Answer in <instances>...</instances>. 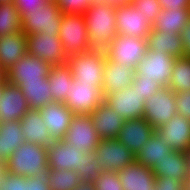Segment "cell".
<instances>
[{
	"label": "cell",
	"mask_w": 190,
	"mask_h": 190,
	"mask_svg": "<svg viewBox=\"0 0 190 190\" xmlns=\"http://www.w3.org/2000/svg\"><path fill=\"white\" fill-rule=\"evenodd\" d=\"M145 101V97L138 92L137 87L132 86L104 97V102L124 120L143 118Z\"/></svg>",
	"instance_id": "5bb4252c"
},
{
	"label": "cell",
	"mask_w": 190,
	"mask_h": 190,
	"mask_svg": "<svg viewBox=\"0 0 190 190\" xmlns=\"http://www.w3.org/2000/svg\"><path fill=\"white\" fill-rule=\"evenodd\" d=\"M39 111L53 140L64 139L75 114L62 102L48 103Z\"/></svg>",
	"instance_id": "e0dca14e"
},
{
	"label": "cell",
	"mask_w": 190,
	"mask_h": 190,
	"mask_svg": "<svg viewBox=\"0 0 190 190\" xmlns=\"http://www.w3.org/2000/svg\"><path fill=\"white\" fill-rule=\"evenodd\" d=\"M168 87L175 93L190 90V58H175Z\"/></svg>",
	"instance_id": "836d02e7"
},
{
	"label": "cell",
	"mask_w": 190,
	"mask_h": 190,
	"mask_svg": "<svg viewBox=\"0 0 190 190\" xmlns=\"http://www.w3.org/2000/svg\"><path fill=\"white\" fill-rule=\"evenodd\" d=\"M0 190H25V177L8 173L6 179L0 184Z\"/></svg>",
	"instance_id": "7bdbcfd3"
},
{
	"label": "cell",
	"mask_w": 190,
	"mask_h": 190,
	"mask_svg": "<svg viewBox=\"0 0 190 190\" xmlns=\"http://www.w3.org/2000/svg\"><path fill=\"white\" fill-rule=\"evenodd\" d=\"M49 0H13L15 7L21 16V19L29 12L41 10Z\"/></svg>",
	"instance_id": "ab89813d"
},
{
	"label": "cell",
	"mask_w": 190,
	"mask_h": 190,
	"mask_svg": "<svg viewBox=\"0 0 190 190\" xmlns=\"http://www.w3.org/2000/svg\"><path fill=\"white\" fill-rule=\"evenodd\" d=\"M175 98L176 96L173 90L169 87H162L158 92L146 99L143 118L154 129L167 123L177 114Z\"/></svg>",
	"instance_id": "8fae6325"
},
{
	"label": "cell",
	"mask_w": 190,
	"mask_h": 190,
	"mask_svg": "<svg viewBox=\"0 0 190 190\" xmlns=\"http://www.w3.org/2000/svg\"><path fill=\"white\" fill-rule=\"evenodd\" d=\"M172 151L168 141L155 131L135 155V158L138 163L153 170L156 163L163 161Z\"/></svg>",
	"instance_id": "4316f807"
},
{
	"label": "cell",
	"mask_w": 190,
	"mask_h": 190,
	"mask_svg": "<svg viewBox=\"0 0 190 190\" xmlns=\"http://www.w3.org/2000/svg\"><path fill=\"white\" fill-rule=\"evenodd\" d=\"M132 87H137L138 92L145 97L150 98L154 93L158 92L163 86L154 80L144 78V75H135Z\"/></svg>",
	"instance_id": "f35d334b"
},
{
	"label": "cell",
	"mask_w": 190,
	"mask_h": 190,
	"mask_svg": "<svg viewBox=\"0 0 190 190\" xmlns=\"http://www.w3.org/2000/svg\"><path fill=\"white\" fill-rule=\"evenodd\" d=\"M98 1L108 3L113 7H120L122 5H127L132 3V0H98Z\"/></svg>",
	"instance_id": "7dc6e473"
},
{
	"label": "cell",
	"mask_w": 190,
	"mask_h": 190,
	"mask_svg": "<svg viewBox=\"0 0 190 190\" xmlns=\"http://www.w3.org/2000/svg\"><path fill=\"white\" fill-rule=\"evenodd\" d=\"M93 185L96 190H123L118 173L113 171H102Z\"/></svg>",
	"instance_id": "d590c367"
},
{
	"label": "cell",
	"mask_w": 190,
	"mask_h": 190,
	"mask_svg": "<svg viewBox=\"0 0 190 190\" xmlns=\"http://www.w3.org/2000/svg\"><path fill=\"white\" fill-rule=\"evenodd\" d=\"M19 121L25 142L44 147H48L54 142L39 110L30 109Z\"/></svg>",
	"instance_id": "cb8c5ba5"
},
{
	"label": "cell",
	"mask_w": 190,
	"mask_h": 190,
	"mask_svg": "<svg viewBox=\"0 0 190 190\" xmlns=\"http://www.w3.org/2000/svg\"><path fill=\"white\" fill-rule=\"evenodd\" d=\"M25 190H50L45 175L25 177Z\"/></svg>",
	"instance_id": "ee69618b"
},
{
	"label": "cell",
	"mask_w": 190,
	"mask_h": 190,
	"mask_svg": "<svg viewBox=\"0 0 190 190\" xmlns=\"http://www.w3.org/2000/svg\"><path fill=\"white\" fill-rule=\"evenodd\" d=\"M103 101L102 85L83 84L73 79L64 104L74 114L91 115Z\"/></svg>",
	"instance_id": "ba28073f"
},
{
	"label": "cell",
	"mask_w": 190,
	"mask_h": 190,
	"mask_svg": "<svg viewBox=\"0 0 190 190\" xmlns=\"http://www.w3.org/2000/svg\"><path fill=\"white\" fill-rule=\"evenodd\" d=\"M105 62V50L97 49L73 55L67 59L73 79L83 84L93 85L103 84Z\"/></svg>",
	"instance_id": "277c9868"
},
{
	"label": "cell",
	"mask_w": 190,
	"mask_h": 190,
	"mask_svg": "<svg viewBox=\"0 0 190 190\" xmlns=\"http://www.w3.org/2000/svg\"><path fill=\"white\" fill-rule=\"evenodd\" d=\"M115 14L116 7L98 0L85 11L91 49L105 50L118 35Z\"/></svg>",
	"instance_id": "7a4b0ae2"
},
{
	"label": "cell",
	"mask_w": 190,
	"mask_h": 190,
	"mask_svg": "<svg viewBox=\"0 0 190 190\" xmlns=\"http://www.w3.org/2000/svg\"><path fill=\"white\" fill-rule=\"evenodd\" d=\"M93 155L102 171L119 172L136 160L135 154L118 139H100Z\"/></svg>",
	"instance_id": "9c48e42d"
},
{
	"label": "cell",
	"mask_w": 190,
	"mask_h": 190,
	"mask_svg": "<svg viewBox=\"0 0 190 190\" xmlns=\"http://www.w3.org/2000/svg\"><path fill=\"white\" fill-rule=\"evenodd\" d=\"M154 132L145 118L130 119L124 121L117 139L136 155Z\"/></svg>",
	"instance_id": "ffe728a7"
},
{
	"label": "cell",
	"mask_w": 190,
	"mask_h": 190,
	"mask_svg": "<svg viewBox=\"0 0 190 190\" xmlns=\"http://www.w3.org/2000/svg\"><path fill=\"white\" fill-rule=\"evenodd\" d=\"M136 10H140L148 22L153 24L159 12L162 10L158 0H132L131 3Z\"/></svg>",
	"instance_id": "8d00e7d4"
},
{
	"label": "cell",
	"mask_w": 190,
	"mask_h": 190,
	"mask_svg": "<svg viewBox=\"0 0 190 190\" xmlns=\"http://www.w3.org/2000/svg\"><path fill=\"white\" fill-rule=\"evenodd\" d=\"M90 116L100 139L118 138L125 120L107 103L103 101Z\"/></svg>",
	"instance_id": "603a6c76"
},
{
	"label": "cell",
	"mask_w": 190,
	"mask_h": 190,
	"mask_svg": "<svg viewBox=\"0 0 190 190\" xmlns=\"http://www.w3.org/2000/svg\"><path fill=\"white\" fill-rule=\"evenodd\" d=\"M21 16L13 2L0 3V36L21 31Z\"/></svg>",
	"instance_id": "e575fe53"
},
{
	"label": "cell",
	"mask_w": 190,
	"mask_h": 190,
	"mask_svg": "<svg viewBox=\"0 0 190 190\" xmlns=\"http://www.w3.org/2000/svg\"><path fill=\"white\" fill-rule=\"evenodd\" d=\"M27 53L31 54L51 66L67 64L59 33H35L27 35Z\"/></svg>",
	"instance_id": "52a82bcc"
},
{
	"label": "cell",
	"mask_w": 190,
	"mask_h": 190,
	"mask_svg": "<svg viewBox=\"0 0 190 190\" xmlns=\"http://www.w3.org/2000/svg\"><path fill=\"white\" fill-rule=\"evenodd\" d=\"M177 113L190 120V90L175 93Z\"/></svg>",
	"instance_id": "60d3db41"
},
{
	"label": "cell",
	"mask_w": 190,
	"mask_h": 190,
	"mask_svg": "<svg viewBox=\"0 0 190 190\" xmlns=\"http://www.w3.org/2000/svg\"><path fill=\"white\" fill-rule=\"evenodd\" d=\"M47 147L24 142L5 163L8 173L26 178L45 175L48 170Z\"/></svg>",
	"instance_id": "3957f363"
},
{
	"label": "cell",
	"mask_w": 190,
	"mask_h": 190,
	"mask_svg": "<svg viewBox=\"0 0 190 190\" xmlns=\"http://www.w3.org/2000/svg\"><path fill=\"white\" fill-rule=\"evenodd\" d=\"M18 87L26 97L30 109L39 110L48 103L54 102L48 77H44L40 81L21 82Z\"/></svg>",
	"instance_id": "f546056e"
},
{
	"label": "cell",
	"mask_w": 190,
	"mask_h": 190,
	"mask_svg": "<svg viewBox=\"0 0 190 190\" xmlns=\"http://www.w3.org/2000/svg\"><path fill=\"white\" fill-rule=\"evenodd\" d=\"M156 176L174 178L185 183L190 174L189 158L186 152L172 151L153 169Z\"/></svg>",
	"instance_id": "484cf974"
},
{
	"label": "cell",
	"mask_w": 190,
	"mask_h": 190,
	"mask_svg": "<svg viewBox=\"0 0 190 190\" xmlns=\"http://www.w3.org/2000/svg\"><path fill=\"white\" fill-rule=\"evenodd\" d=\"M48 169L76 171L82 182L93 183L102 173L99 162L93 153H86L61 140L47 147Z\"/></svg>",
	"instance_id": "6da1fadb"
},
{
	"label": "cell",
	"mask_w": 190,
	"mask_h": 190,
	"mask_svg": "<svg viewBox=\"0 0 190 190\" xmlns=\"http://www.w3.org/2000/svg\"><path fill=\"white\" fill-rule=\"evenodd\" d=\"M117 173L123 190H154L156 175L136 160Z\"/></svg>",
	"instance_id": "7402d4cb"
},
{
	"label": "cell",
	"mask_w": 190,
	"mask_h": 190,
	"mask_svg": "<svg viewBox=\"0 0 190 190\" xmlns=\"http://www.w3.org/2000/svg\"><path fill=\"white\" fill-rule=\"evenodd\" d=\"M29 110L27 99L21 89L6 81L0 100V122L20 120Z\"/></svg>",
	"instance_id": "d6986e66"
},
{
	"label": "cell",
	"mask_w": 190,
	"mask_h": 190,
	"mask_svg": "<svg viewBox=\"0 0 190 190\" xmlns=\"http://www.w3.org/2000/svg\"><path fill=\"white\" fill-rule=\"evenodd\" d=\"M86 153H94L100 137L90 115L75 114L63 139Z\"/></svg>",
	"instance_id": "4fadbf2b"
},
{
	"label": "cell",
	"mask_w": 190,
	"mask_h": 190,
	"mask_svg": "<svg viewBox=\"0 0 190 190\" xmlns=\"http://www.w3.org/2000/svg\"><path fill=\"white\" fill-rule=\"evenodd\" d=\"M4 77V72L0 69V79Z\"/></svg>",
	"instance_id": "11a10c76"
},
{
	"label": "cell",
	"mask_w": 190,
	"mask_h": 190,
	"mask_svg": "<svg viewBox=\"0 0 190 190\" xmlns=\"http://www.w3.org/2000/svg\"><path fill=\"white\" fill-rule=\"evenodd\" d=\"M183 188H184L183 190H190V174L187 180L185 181Z\"/></svg>",
	"instance_id": "816d5d0a"
},
{
	"label": "cell",
	"mask_w": 190,
	"mask_h": 190,
	"mask_svg": "<svg viewBox=\"0 0 190 190\" xmlns=\"http://www.w3.org/2000/svg\"><path fill=\"white\" fill-rule=\"evenodd\" d=\"M59 38L67 58L92 50L83 14H62Z\"/></svg>",
	"instance_id": "5b68a950"
},
{
	"label": "cell",
	"mask_w": 190,
	"mask_h": 190,
	"mask_svg": "<svg viewBox=\"0 0 190 190\" xmlns=\"http://www.w3.org/2000/svg\"><path fill=\"white\" fill-rule=\"evenodd\" d=\"M115 19L118 34L147 39L152 31V24L132 4L116 7Z\"/></svg>",
	"instance_id": "2e32d148"
},
{
	"label": "cell",
	"mask_w": 190,
	"mask_h": 190,
	"mask_svg": "<svg viewBox=\"0 0 190 190\" xmlns=\"http://www.w3.org/2000/svg\"><path fill=\"white\" fill-rule=\"evenodd\" d=\"M147 47L157 52L162 50L174 58L183 57L184 54L181 36L176 33L151 31L147 37Z\"/></svg>",
	"instance_id": "4dcf8cb0"
},
{
	"label": "cell",
	"mask_w": 190,
	"mask_h": 190,
	"mask_svg": "<svg viewBox=\"0 0 190 190\" xmlns=\"http://www.w3.org/2000/svg\"><path fill=\"white\" fill-rule=\"evenodd\" d=\"M180 36L182 39V46L184 49L183 57L190 58V20L183 27L182 31L180 32Z\"/></svg>",
	"instance_id": "f6af8a7d"
},
{
	"label": "cell",
	"mask_w": 190,
	"mask_h": 190,
	"mask_svg": "<svg viewBox=\"0 0 190 190\" xmlns=\"http://www.w3.org/2000/svg\"><path fill=\"white\" fill-rule=\"evenodd\" d=\"M45 179L50 190H73L82 182L76 171L68 169H48L45 173Z\"/></svg>",
	"instance_id": "d6a6232c"
},
{
	"label": "cell",
	"mask_w": 190,
	"mask_h": 190,
	"mask_svg": "<svg viewBox=\"0 0 190 190\" xmlns=\"http://www.w3.org/2000/svg\"><path fill=\"white\" fill-rule=\"evenodd\" d=\"M50 70L49 63L26 53L4 73V76L8 83L18 86L21 82L40 81L48 77Z\"/></svg>",
	"instance_id": "9a60e30c"
},
{
	"label": "cell",
	"mask_w": 190,
	"mask_h": 190,
	"mask_svg": "<svg viewBox=\"0 0 190 190\" xmlns=\"http://www.w3.org/2000/svg\"><path fill=\"white\" fill-rule=\"evenodd\" d=\"M155 131L168 141L173 151L187 152L190 149V120L176 114Z\"/></svg>",
	"instance_id": "ac0fdd59"
},
{
	"label": "cell",
	"mask_w": 190,
	"mask_h": 190,
	"mask_svg": "<svg viewBox=\"0 0 190 190\" xmlns=\"http://www.w3.org/2000/svg\"><path fill=\"white\" fill-rule=\"evenodd\" d=\"M6 82V78L5 76L0 79V100H1V96H2V91H3V84Z\"/></svg>",
	"instance_id": "f907efd6"
},
{
	"label": "cell",
	"mask_w": 190,
	"mask_h": 190,
	"mask_svg": "<svg viewBox=\"0 0 190 190\" xmlns=\"http://www.w3.org/2000/svg\"><path fill=\"white\" fill-rule=\"evenodd\" d=\"M13 2V0H0V3Z\"/></svg>",
	"instance_id": "db71d44e"
},
{
	"label": "cell",
	"mask_w": 190,
	"mask_h": 190,
	"mask_svg": "<svg viewBox=\"0 0 190 190\" xmlns=\"http://www.w3.org/2000/svg\"><path fill=\"white\" fill-rule=\"evenodd\" d=\"M8 171L6 170L3 163L0 162V184L6 179Z\"/></svg>",
	"instance_id": "681fc988"
},
{
	"label": "cell",
	"mask_w": 190,
	"mask_h": 190,
	"mask_svg": "<svg viewBox=\"0 0 190 190\" xmlns=\"http://www.w3.org/2000/svg\"><path fill=\"white\" fill-rule=\"evenodd\" d=\"M184 184L174 178L160 177L155 178L154 190H183Z\"/></svg>",
	"instance_id": "b9f144b4"
},
{
	"label": "cell",
	"mask_w": 190,
	"mask_h": 190,
	"mask_svg": "<svg viewBox=\"0 0 190 190\" xmlns=\"http://www.w3.org/2000/svg\"><path fill=\"white\" fill-rule=\"evenodd\" d=\"M50 92L54 102H65V97L71 88L73 75L67 64L51 66L48 74Z\"/></svg>",
	"instance_id": "1f68e13d"
},
{
	"label": "cell",
	"mask_w": 190,
	"mask_h": 190,
	"mask_svg": "<svg viewBox=\"0 0 190 190\" xmlns=\"http://www.w3.org/2000/svg\"><path fill=\"white\" fill-rule=\"evenodd\" d=\"M190 20V8L162 9L152 24V31L180 34Z\"/></svg>",
	"instance_id": "f1b7e54d"
},
{
	"label": "cell",
	"mask_w": 190,
	"mask_h": 190,
	"mask_svg": "<svg viewBox=\"0 0 190 190\" xmlns=\"http://www.w3.org/2000/svg\"><path fill=\"white\" fill-rule=\"evenodd\" d=\"M63 14H84L97 0H54Z\"/></svg>",
	"instance_id": "74e56055"
},
{
	"label": "cell",
	"mask_w": 190,
	"mask_h": 190,
	"mask_svg": "<svg viewBox=\"0 0 190 190\" xmlns=\"http://www.w3.org/2000/svg\"><path fill=\"white\" fill-rule=\"evenodd\" d=\"M147 49V39L118 34L105 49V54L111 61L127 64L135 69L146 55Z\"/></svg>",
	"instance_id": "8992f818"
},
{
	"label": "cell",
	"mask_w": 190,
	"mask_h": 190,
	"mask_svg": "<svg viewBox=\"0 0 190 190\" xmlns=\"http://www.w3.org/2000/svg\"><path fill=\"white\" fill-rule=\"evenodd\" d=\"M62 12L54 0H49L41 10L29 11L21 20V31L35 33H59Z\"/></svg>",
	"instance_id": "30bf717a"
},
{
	"label": "cell",
	"mask_w": 190,
	"mask_h": 190,
	"mask_svg": "<svg viewBox=\"0 0 190 190\" xmlns=\"http://www.w3.org/2000/svg\"><path fill=\"white\" fill-rule=\"evenodd\" d=\"M175 58L164 53L147 49L146 55L138 62L134 69L135 75H144V78L159 82L168 87Z\"/></svg>",
	"instance_id": "7c38bea8"
},
{
	"label": "cell",
	"mask_w": 190,
	"mask_h": 190,
	"mask_svg": "<svg viewBox=\"0 0 190 190\" xmlns=\"http://www.w3.org/2000/svg\"><path fill=\"white\" fill-rule=\"evenodd\" d=\"M186 153H187V156L189 158V168H190V149Z\"/></svg>",
	"instance_id": "f5cc1de1"
},
{
	"label": "cell",
	"mask_w": 190,
	"mask_h": 190,
	"mask_svg": "<svg viewBox=\"0 0 190 190\" xmlns=\"http://www.w3.org/2000/svg\"><path fill=\"white\" fill-rule=\"evenodd\" d=\"M27 53V35L20 31L0 36V69L5 73Z\"/></svg>",
	"instance_id": "d4e9b609"
},
{
	"label": "cell",
	"mask_w": 190,
	"mask_h": 190,
	"mask_svg": "<svg viewBox=\"0 0 190 190\" xmlns=\"http://www.w3.org/2000/svg\"><path fill=\"white\" fill-rule=\"evenodd\" d=\"M73 190H96L93 183L81 182Z\"/></svg>",
	"instance_id": "c3c4849f"
},
{
	"label": "cell",
	"mask_w": 190,
	"mask_h": 190,
	"mask_svg": "<svg viewBox=\"0 0 190 190\" xmlns=\"http://www.w3.org/2000/svg\"><path fill=\"white\" fill-rule=\"evenodd\" d=\"M19 120L0 122V162L5 165L9 157L24 141Z\"/></svg>",
	"instance_id": "83f0119b"
},
{
	"label": "cell",
	"mask_w": 190,
	"mask_h": 190,
	"mask_svg": "<svg viewBox=\"0 0 190 190\" xmlns=\"http://www.w3.org/2000/svg\"><path fill=\"white\" fill-rule=\"evenodd\" d=\"M162 9L190 8V0H158Z\"/></svg>",
	"instance_id": "bcb514c9"
},
{
	"label": "cell",
	"mask_w": 190,
	"mask_h": 190,
	"mask_svg": "<svg viewBox=\"0 0 190 190\" xmlns=\"http://www.w3.org/2000/svg\"><path fill=\"white\" fill-rule=\"evenodd\" d=\"M134 76L135 71L132 66L113 62L106 57L102 84L103 97L131 86Z\"/></svg>",
	"instance_id": "44dd1931"
}]
</instances>
